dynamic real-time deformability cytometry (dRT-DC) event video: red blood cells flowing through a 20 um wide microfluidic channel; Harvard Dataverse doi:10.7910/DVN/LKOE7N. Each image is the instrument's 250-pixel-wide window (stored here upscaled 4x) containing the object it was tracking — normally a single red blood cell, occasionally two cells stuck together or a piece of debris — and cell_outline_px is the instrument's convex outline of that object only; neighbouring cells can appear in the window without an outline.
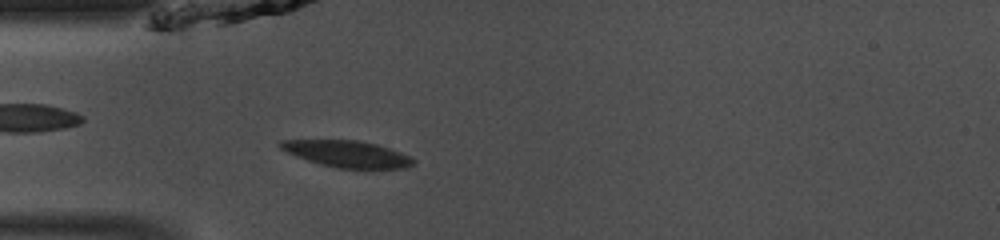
{"species": "common noctule bat (a hibernating species)", "species_latin": "Nyctalus noctula", "temperature_condition": "room temperature", "stored_images_in_passage": 38, "camera_frame_rate_fps": 3000, "um_per_image_px": 0.085, "animal": {"sex": "male", "body_mass_g": 13.0, "forearm_length_mm": 53.1}, "frame": {"image": 1, "passage_image": 3, "time_ms": 0.667, "image_size_px": [1000, 240], "cell_outline_px": [[416, 164], [408, 168], [336, 168], [320, 164], [296, 156], [280, 148], [276, 144], [280, 140], [356, 140], [376, 144], [412, 156], [416, 160]], "centroid_in_image_um": [29.54, 13.08], "position_along_channel_um": 55.5, "area_um2": 20.63}}
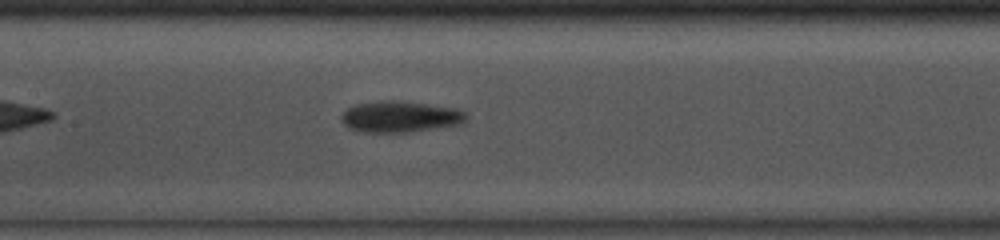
{"frame": {"image": 2, "passage_image": 12, "time_ms": 3.667, "image_size_px": [1000, 240], "cell_outline_px": [[468, 116], [460, 124], [408, 132], [356, 132], [348, 128], [340, 120], [340, 116], [348, 108], [356, 104], [388, 100], [396, 100], [428, 104], [456, 108], [464, 112]], "centroid_in_image_um": [33.96, 9.92], "position_along_channel_um": 173.4, "area_um2": 22.66}}
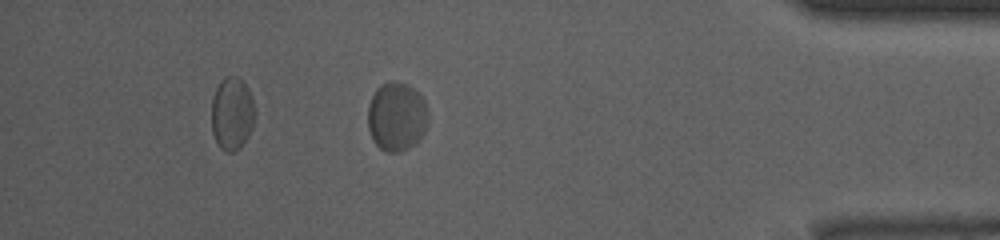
{"frame": {"image": 3, "passage_image": 32, "time_ms": 10.333, "image_size_px": [1000, 240], "cell_outline_px": [[428, 120], [424, 132], [408, 148], [400, 152], [388, 152], [380, 148], [372, 140], [368, 128], [368, 104], [376, 88], [380, 84], [388, 80], [396, 80], [408, 84], [420, 92], [424, 100], [428, 112]], "centroid_in_image_um": [33.7, 9.86], "position_along_channel_um": 401.5, "area_um2": 24.57}, "authors_computed_cell_mechanics": {"area_um2": 22.0796, "velocity_mm_per_s": 4.0067, "shape_relaxation_time_tau1_ms": 2.0615, "shape_relaxation_time_tau2_ms": 1.0904, "deformation_change_tau1": 0.0597, "deformation_change_tau2": 0.0566}}